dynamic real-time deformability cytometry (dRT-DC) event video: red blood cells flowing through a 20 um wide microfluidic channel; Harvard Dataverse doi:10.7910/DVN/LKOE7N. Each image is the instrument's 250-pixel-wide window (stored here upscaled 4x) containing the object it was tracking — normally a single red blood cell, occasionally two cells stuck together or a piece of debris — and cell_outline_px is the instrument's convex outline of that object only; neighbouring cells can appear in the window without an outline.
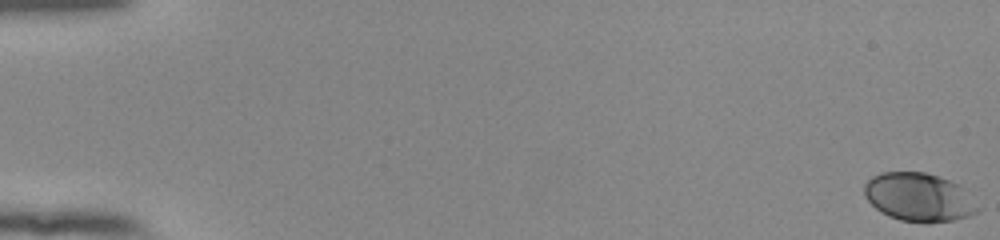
{"species": "human", "species_latin": "Homo sapiens", "temperature_condition": "room temperature", "stored_images_in_passage": 55, "camera_frame_rate_fps": 3000, "um_per_image_px": 0.085, "donor": {"sex": "female"}, "frame": {"image": 1, "passage_image": 1, "time_ms": 0.0, "image_size_px": [1000, 240], "cell_outline_px": [[976, 212], [968, 216], [952, 220], [900, 220], [876, 208], [864, 196], [864, 184], [872, 176], [880, 172], [924, 172], [940, 176], [960, 184]], "centroid_in_image_um": [78.0, 16.7], "position_along_channel_um": 7.0, "area_um2": 30.69}}
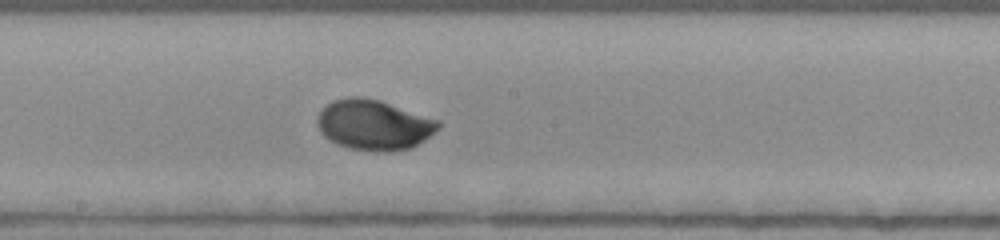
{"frame": {"image": 2, "passage_image": 32, "time_ms": 10.333, "image_size_px": [1000, 240], "cell_outline_px": [[440, 124], [424, 140], [412, 148], [388, 152], [376, 152], [348, 148], [324, 136], [320, 132], [316, 124], [316, 116], [332, 100], [348, 96], [364, 96], [380, 100], [440, 120]], "centroid_in_image_um": [31.75, 10.6], "position_along_channel_um": 216.4, "area_um2": 35.55}}
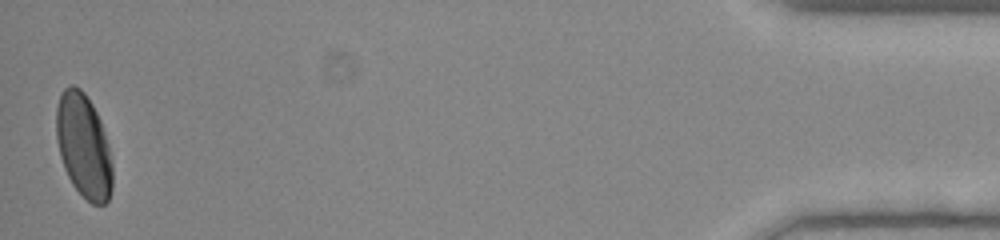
{"frame": {"image": 3, "passage_image": 55, "time_ms": 18.0, "image_size_px": [1000, 240], "cell_outline_px": [[112, 188], [108, 200], [104, 204], [92, 204], [72, 184], [64, 168], [60, 156], [56, 136], [56, 108], [60, 92], [68, 84], [72, 84], [80, 88], [84, 92], [92, 104], [100, 120], [108, 148], [112, 164]], "centroid_in_image_um": [7.08, 12.37], "position_along_channel_um": 428.1, "area_um2": 33.87}, "authors_computed_cell_mechanics": {"area_um2": 33.2928, "velocity_mm_per_s": 3.849, "shape_relaxation_time_tau1_ms": 2.5001, "shape_relaxation_time_tau2_ms": null, "deformation_change_tau1": 0.1285, "deformation_change_tau2": null}}